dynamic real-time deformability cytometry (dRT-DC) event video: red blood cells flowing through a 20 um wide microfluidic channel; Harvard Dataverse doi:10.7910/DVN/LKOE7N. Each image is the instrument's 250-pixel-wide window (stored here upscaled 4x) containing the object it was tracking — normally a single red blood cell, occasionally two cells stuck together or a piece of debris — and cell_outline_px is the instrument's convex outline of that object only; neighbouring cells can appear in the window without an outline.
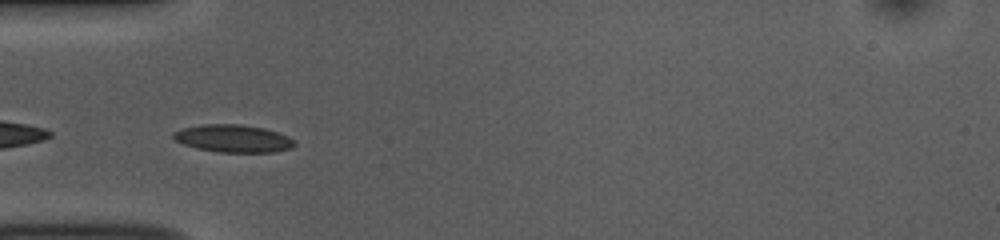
{"species": "common noctule bat (a hibernating species)", "species_latin": "Nyctalus noctula", "temperature_condition": "room temperature", "stored_images_in_passage": 38, "camera_frame_rate_fps": 3000, "um_per_image_px": 0.085, "animal": {"sex": "female", "body_mass_g": 10.0, "forearm_length_mm": 53.1}, "frame": {"image": 1, "passage_image": 2, "time_ms": 0.333, "image_size_px": [1000, 240], "cell_outline_px": [[296, 144], [292, 148], [276, 152], [220, 152], [196, 148], [184, 144], [176, 140], [172, 136], [172, 132], [184, 128], [204, 124], [240, 124], [264, 128], [288, 136]], "centroid_in_image_um": [19.83, 11.77], "position_along_channel_um": 65.2, "area_um2": 19.36}}
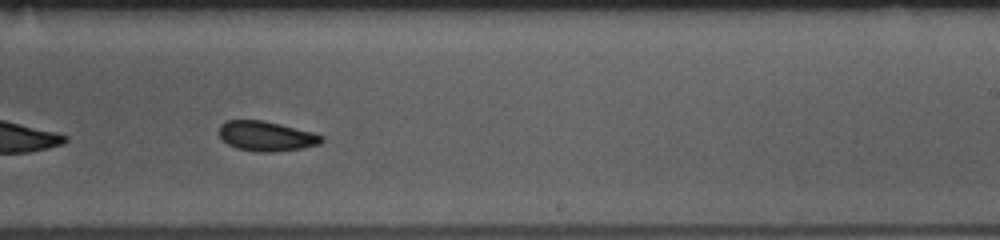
{"frame": {"image": 2, "passage_image": 18, "time_ms": 5.667, "image_size_px": [1000, 240], "cell_outline_px": [[324, 140], [320, 144], [304, 148], [272, 152], [256, 152], [236, 148], [228, 144], [220, 136], [220, 124], [228, 120], [264, 120], [312, 132], [324, 136]], "centroid_in_image_um": [22.66, 11.58], "position_along_channel_um": 266.3, "area_um2": 17.86}}
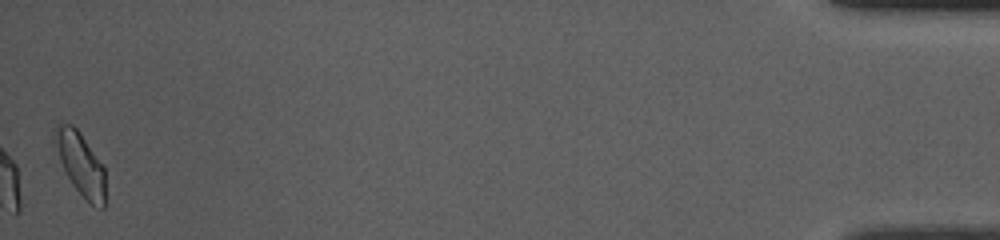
{"frame": {"image": 3, "passage_image": 38, "time_ms": 12.333, "image_size_px": [1000, 240], "cell_outline_px": [[104, 208], [100, 208], [92, 204], [72, 184], [52, 148], [56, 124], [60, 120], [72, 124], [80, 132], [104, 168]], "centroid_in_image_um": [6.77, 13.83], "position_along_channel_um": 428.4, "area_um2": 18.5}, "authors_computed_cell_mechanics": {"area_um2": 18.0625, "velocity_mm_per_s": 3.7819, "shape_relaxation_time_tau1_ms": 3.6364, "shape_relaxation_time_tau2_ms": 2.5062, "deformation_change_tau1": 0.077, "deformation_change_tau2": 0.0718}}